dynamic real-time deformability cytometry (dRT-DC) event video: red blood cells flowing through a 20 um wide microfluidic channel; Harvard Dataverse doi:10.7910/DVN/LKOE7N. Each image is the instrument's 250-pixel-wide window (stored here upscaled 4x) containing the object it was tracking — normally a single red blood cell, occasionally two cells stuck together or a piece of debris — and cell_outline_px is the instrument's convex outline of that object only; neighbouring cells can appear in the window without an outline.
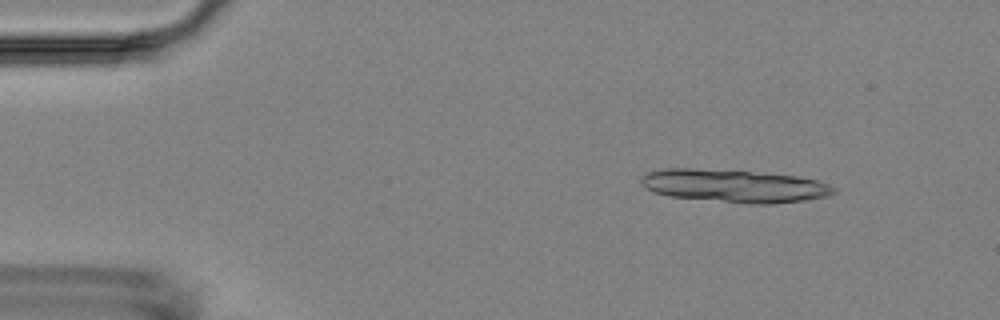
{"species": "Egyptian fruit bat (a non-hibernating species)", "species_latin": "Rousettus aegyptiacus", "temperature_condition": "room temperature", "stored_images_in_passage": 4, "camera_frame_rate_fps": 3000, "um_per_image_px": 0.085, "animal": {"sex": "female"}, "frame": {"image": 1, "passage_image": 1, "time_ms": 0.0, "image_size_px": [1000, 320], "cell_outline_px": [[836, 192], [828, 196], [808, 200], [772, 204], [748, 204], [672, 196], [656, 192], [644, 188], [640, 184], [640, 180], [648, 172], [664, 168], [696, 168], [748, 172], [796, 176], [816, 180], [828, 184], [836, 188]], "centroid_in_image_um": [62.43, 15.81], "position_along_channel_um": 22.6, "area_um2": 36.7}}